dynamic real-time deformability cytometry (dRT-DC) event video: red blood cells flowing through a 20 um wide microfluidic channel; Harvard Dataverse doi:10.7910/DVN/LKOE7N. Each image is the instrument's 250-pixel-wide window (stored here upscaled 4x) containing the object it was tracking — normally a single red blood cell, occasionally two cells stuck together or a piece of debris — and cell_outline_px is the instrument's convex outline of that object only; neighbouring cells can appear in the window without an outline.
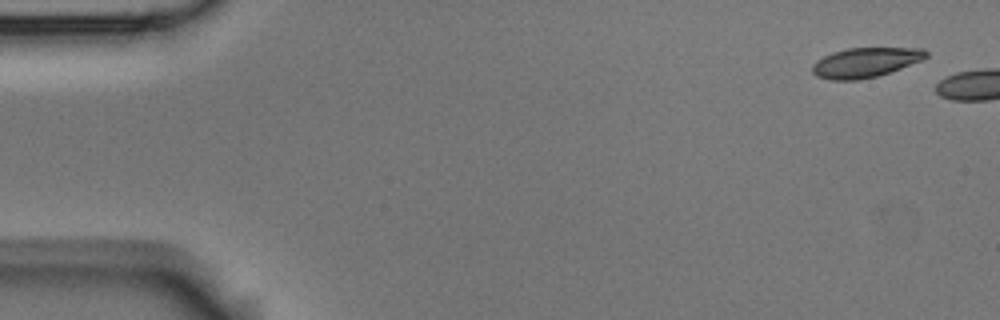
{"species": "Egyptian fruit bat (a non-hibernating species)", "species_latin": "Rousettus aegyptiacus", "temperature_condition": "room temperature", "stored_images_in_passage": 2, "camera_frame_rate_fps": 3000, "um_per_image_px": 0.085, "animal": {"sex": "male"}, "frame": {"image": 1, "passage_image": 1, "time_ms": 0.0, "image_size_px": [1000, 320], "cell_outline_px": [[928, 56], [924, 60], [876, 76], [860, 80], [832, 80], [816, 76], [812, 72], [812, 64], [816, 60], [832, 52], [848, 48], [924, 48], [928, 52]], "centroid_in_image_um": [73.56, 5.3], "position_along_channel_um": 11.4, "area_um2": 19.77}}